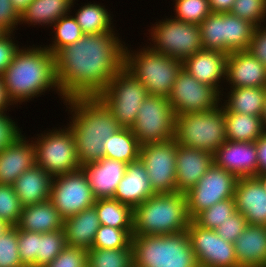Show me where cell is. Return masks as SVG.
I'll list each match as a JSON object with an SVG mask.
<instances>
[{
    "label": "cell",
    "instance_id": "1",
    "mask_svg": "<svg viewBox=\"0 0 266 267\" xmlns=\"http://www.w3.org/2000/svg\"><path fill=\"white\" fill-rule=\"evenodd\" d=\"M115 32L84 34L55 56V75L62 97H98L123 68L125 43Z\"/></svg>",
    "mask_w": 266,
    "mask_h": 267
},
{
    "label": "cell",
    "instance_id": "2",
    "mask_svg": "<svg viewBox=\"0 0 266 267\" xmlns=\"http://www.w3.org/2000/svg\"><path fill=\"white\" fill-rule=\"evenodd\" d=\"M8 100L14 105L31 100L50 89L60 93L55 75V56L46 47L20 48L2 74Z\"/></svg>",
    "mask_w": 266,
    "mask_h": 267
},
{
    "label": "cell",
    "instance_id": "3",
    "mask_svg": "<svg viewBox=\"0 0 266 267\" xmlns=\"http://www.w3.org/2000/svg\"><path fill=\"white\" fill-rule=\"evenodd\" d=\"M70 107L72 117L69 122L75 139L79 162L85 165L99 161L104 157L108 137L121 126L112 113L97 98H71L65 100Z\"/></svg>",
    "mask_w": 266,
    "mask_h": 267
},
{
    "label": "cell",
    "instance_id": "4",
    "mask_svg": "<svg viewBox=\"0 0 266 267\" xmlns=\"http://www.w3.org/2000/svg\"><path fill=\"white\" fill-rule=\"evenodd\" d=\"M190 221L184 193L155 194L133 209V235L175 234Z\"/></svg>",
    "mask_w": 266,
    "mask_h": 267
},
{
    "label": "cell",
    "instance_id": "5",
    "mask_svg": "<svg viewBox=\"0 0 266 267\" xmlns=\"http://www.w3.org/2000/svg\"><path fill=\"white\" fill-rule=\"evenodd\" d=\"M133 263L139 267H198L187 231L133 235Z\"/></svg>",
    "mask_w": 266,
    "mask_h": 267
},
{
    "label": "cell",
    "instance_id": "6",
    "mask_svg": "<svg viewBox=\"0 0 266 267\" xmlns=\"http://www.w3.org/2000/svg\"><path fill=\"white\" fill-rule=\"evenodd\" d=\"M131 52L125 46L123 67L140 80L149 95L168 98L183 67L182 61L160 54L149 47Z\"/></svg>",
    "mask_w": 266,
    "mask_h": 267
},
{
    "label": "cell",
    "instance_id": "7",
    "mask_svg": "<svg viewBox=\"0 0 266 267\" xmlns=\"http://www.w3.org/2000/svg\"><path fill=\"white\" fill-rule=\"evenodd\" d=\"M173 139L181 146L213 154L227 140L223 107L176 115Z\"/></svg>",
    "mask_w": 266,
    "mask_h": 267
},
{
    "label": "cell",
    "instance_id": "8",
    "mask_svg": "<svg viewBox=\"0 0 266 267\" xmlns=\"http://www.w3.org/2000/svg\"><path fill=\"white\" fill-rule=\"evenodd\" d=\"M35 165L52 177L81 169L75 139L68 125L35 137Z\"/></svg>",
    "mask_w": 266,
    "mask_h": 267
},
{
    "label": "cell",
    "instance_id": "9",
    "mask_svg": "<svg viewBox=\"0 0 266 267\" xmlns=\"http://www.w3.org/2000/svg\"><path fill=\"white\" fill-rule=\"evenodd\" d=\"M149 96L143 84L124 67L110 80L97 97L121 127L131 128L141 103Z\"/></svg>",
    "mask_w": 266,
    "mask_h": 267
},
{
    "label": "cell",
    "instance_id": "10",
    "mask_svg": "<svg viewBox=\"0 0 266 267\" xmlns=\"http://www.w3.org/2000/svg\"><path fill=\"white\" fill-rule=\"evenodd\" d=\"M151 27L153 44L148 46L151 50L169 57L184 61L199 50L203 49L200 26L185 23L174 18L156 22Z\"/></svg>",
    "mask_w": 266,
    "mask_h": 267
},
{
    "label": "cell",
    "instance_id": "11",
    "mask_svg": "<svg viewBox=\"0 0 266 267\" xmlns=\"http://www.w3.org/2000/svg\"><path fill=\"white\" fill-rule=\"evenodd\" d=\"M175 117L168 98L149 95L130 129L140 145L166 142L174 138Z\"/></svg>",
    "mask_w": 266,
    "mask_h": 267
},
{
    "label": "cell",
    "instance_id": "12",
    "mask_svg": "<svg viewBox=\"0 0 266 267\" xmlns=\"http://www.w3.org/2000/svg\"><path fill=\"white\" fill-rule=\"evenodd\" d=\"M176 151L177 142L173 138L140 146L139 159L155 194L176 192Z\"/></svg>",
    "mask_w": 266,
    "mask_h": 267
},
{
    "label": "cell",
    "instance_id": "13",
    "mask_svg": "<svg viewBox=\"0 0 266 267\" xmlns=\"http://www.w3.org/2000/svg\"><path fill=\"white\" fill-rule=\"evenodd\" d=\"M49 201L63 219L95 204L96 198L82 169L52 178Z\"/></svg>",
    "mask_w": 266,
    "mask_h": 267
},
{
    "label": "cell",
    "instance_id": "14",
    "mask_svg": "<svg viewBox=\"0 0 266 267\" xmlns=\"http://www.w3.org/2000/svg\"><path fill=\"white\" fill-rule=\"evenodd\" d=\"M237 180L230 172L212 164L198 183L185 193L189 218L192 220L219 201L234 198Z\"/></svg>",
    "mask_w": 266,
    "mask_h": 267
},
{
    "label": "cell",
    "instance_id": "15",
    "mask_svg": "<svg viewBox=\"0 0 266 267\" xmlns=\"http://www.w3.org/2000/svg\"><path fill=\"white\" fill-rule=\"evenodd\" d=\"M220 94L214 87L193 78L183 67L172 87L168 100L175 115L212 111L220 105Z\"/></svg>",
    "mask_w": 266,
    "mask_h": 267
},
{
    "label": "cell",
    "instance_id": "16",
    "mask_svg": "<svg viewBox=\"0 0 266 267\" xmlns=\"http://www.w3.org/2000/svg\"><path fill=\"white\" fill-rule=\"evenodd\" d=\"M187 233L198 267H239L234 244L216 230L201 228L191 220Z\"/></svg>",
    "mask_w": 266,
    "mask_h": 267
},
{
    "label": "cell",
    "instance_id": "17",
    "mask_svg": "<svg viewBox=\"0 0 266 267\" xmlns=\"http://www.w3.org/2000/svg\"><path fill=\"white\" fill-rule=\"evenodd\" d=\"M213 164L233 174L237 179L258 175V155L255 141L226 140L214 153Z\"/></svg>",
    "mask_w": 266,
    "mask_h": 267
},
{
    "label": "cell",
    "instance_id": "18",
    "mask_svg": "<svg viewBox=\"0 0 266 267\" xmlns=\"http://www.w3.org/2000/svg\"><path fill=\"white\" fill-rule=\"evenodd\" d=\"M213 164V154L177 144L176 192L186 193L193 188Z\"/></svg>",
    "mask_w": 266,
    "mask_h": 267
},
{
    "label": "cell",
    "instance_id": "19",
    "mask_svg": "<svg viewBox=\"0 0 266 267\" xmlns=\"http://www.w3.org/2000/svg\"><path fill=\"white\" fill-rule=\"evenodd\" d=\"M34 165L33 140H26L20 133L9 145L0 150V184L13 185L23 172Z\"/></svg>",
    "mask_w": 266,
    "mask_h": 267
},
{
    "label": "cell",
    "instance_id": "20",
    "mask_svg": "<svg viewBox=\"0 0 266 267\" xmlns=\"http://www.w3.org/2000/svg\"><path fill=\"white\" fill-rule=\"evenodd\" d=\"M225 80L232 89L266 87V67L247 50L233 51L227 57Z\"/></svg>",
    "mask_w": 266,
    "mask_h": 267
},
{
    "label": "cell",
    "instance_id": "21",
    "mask_svg": "<svg viewBox=\"0 0 266 267\" xmlns=\"http://www.w3.org/2000/svg\"><path fill=\"white\" fill-rule=\"evenodd\" d=\"M126 163L103 157L81 166L96 199L113 198L119 182L126 173Z\"/></svg>",
    "mask_w": 266,
    "mask_h": 267
},
{
    "label": "cell",
    "instance_id": "22",
    "mask_svg": "<svg viewBox=\"0 0 266 267\" xmlns=\"http://www.w3.org/2000/svg\"><path fill=\"white\" fill-rule=\"evenodd\" d=\"M234 199L247 224L266 226V192L257 177L239 178Z\"/></svg>",
    "mask_w": 266,
    "mask_h": 267
},
{
    "label": "cell",
    "instance_id": "23",
    "mask_svg": "<svg viewBox=\"0 0 266 267\" xmlns=\"http://www.w3.org/2000/svg\"><path fill=\"white\" fill-rule=\"evenodd\" d=\"M228 55L224 52L201 49L183 62V68L197 81L214 87L221 94V79L226 78Z\"/></svg>",
    "mask_w": 266,
    "mask_h": 267
},
{
    "label": "cell",
    "instance_id": "24",
    "mask_svg": "<svg viewBox=\"0 0 266 267\" xmlns=\"http://www.w3.org/2000/svg\"><path fill=\"white\" fill-rule=\"evenodd\" d=\"M152 195H155V193L150 186L147 170L143 163L140 159L129 163L113 199L134 209Z\"/></svg>",
    "mask_w": 266,
    "mask_h": 267
},
{
    "label": "cell",
    "instance_id": "25",
    "mask_svg": "<svg viewBox=\"0 0 266 267\" xmlns=\"http://www.w3.org/2000/svg\"><path fill=\"white\" fill-rule=\"evenodd\" d=\"M234 247L239 267H266V226L248 224Z\"/></svg>",
    "mask_w": 266,
    "mask_h": 267
},
{
    "label": "cell",
    "instance_id": "26",
    "mask_svg": "<svg viewBox=\"0 0 266 267\" xmlns=\"http://www.w3.org/2000/svg\"><path fill=\"white\" fill-rule=\"evenodd\" d=\"M52 178L50 174L37 165L23 172L13 184L22 206L49 200Z\"/></svg>",
    "mask_w": 266,
    "mask_h": 267
},
{
    "label": "cell",
    "instance_id": "27",
    "mask_svg": "<svg viewBox=\"0 0 266 267\" xmlns=\"http://www.w3.org/2000/svg\"><path fill=\"white\" fill-rule=\"evenodd\" d=\"M99 227L98 213L94 206L64 219L63 230L67 245L84 250L92 249Z\"/></svg>",
    "mask_w": 266,
    "mask_h": 267
},
{
    "label": "cell",
    "instance_id": "28",
    "mask_svg": "<svg viewBox=\"0 0 266 267\" xmlns=\"http://www.w3.org/2000/svg\"><path fill=\"white\" fill-rule=\"evenodd\" d=\"M64 219L49 201L24 206L18 223L19 230L45 233L63 229Z\"/></svg>",
    "mask_w": 266,
    "mask_h": 267
},
{
    "label": "cell",
    "instance_id": "29",
    "mask_svg": "<svg viewBox=\"0 0 266 267\" xmlns=\"http://www.w3.org/2000/svg\"><path fill=\"white\" fill-rule=\"evenodd\" d=\"M227 94L228 100L221 104L224 112L263 116L266 87H236Z\"/></svg>",
    "mask_w": 266,
    "mask_h": 267
},
{
    "label": "cell",
    "instance_id": "30",
    "mask_svg": "<svg viewBox=\"0 0 266 267\" xmlns=\"http://www.w3.org/2000/svg\"><path fill=\"white\" fill-rule=\"evenodd\" d=\"M75 0H33L21 14V24L52 26L62 16L70 14Z\"/></svg>",
    "mask_w": 266,
    "mask_h": 267
},
{
    "label": "cell",
    "instance_id": "31",
    "mask_svg": "<svg viewBox=\"0 0 266 267\" xmlns=\"http://www.w3.org/2000/svg\"><path fill=\"white\" fill-rule=\"evenodd\" d=\"M226 139L235 142H253L265 131L262 117L241 113L224 112Z\"/></svg>",
    "mask_w": 266,
    "mask_h": 267
},
{
    "label": "cell",
    "instance_id": "32",
    "mask_svg": "<svg viewBox=\"0 0 266 267\" xmlns=\"http://www.w3.org/2000/svg\"><path fill=\"white\" fill-rule=\"evenodd\" d=\"M255 27L230 12L224 13V53L247 50Z\"/></svg>",
    "mask_w": 266,
    "mask_h": 267
},
{
    "label": "cell",
    "instance_id": "33",
    "mask_svg": "<svg viewBox=\"0 0 266 267\" xmlns=\"http://www.w3.org/2000/svg\"><path fill=\"white\" fill-rule=\"evenodd\" d=\"M140 146L132 130L121 127L108 137L104 157L129 164L139 159Z\"/></svg>",
    "mask_w": 266,
    "mask_h": 267
},
{
    "label": "cell",
    "instance_id": "34",
    "mask_svg": "<svg viewBox=\"0 0 266 267\" xmlns=\"http://www.w3.org/2000/svg\"><path fill=\"white\" fill-rule=\"evenodd\" d=\"M100 225L114 228H133V209L113 198L96 199L93 205Z\"/></svg>",
    "mask_w": 266,
    "mask_h": 267
},
{
    "label": "cell",
    "instance_id": "35",
    "mask_svg": "<svg viewBox=\"0 0 266 267\" xmlns=\"http://www.w3.org/2000/svg\"><path fill=\"white\" fill-rule=\"evenodd\" d=\"M107 10L105 6L90 2L78 9L74 18L84 34L115 32L111 26L113 18Z\"/></svg>",
    "mask_w": 266,
    "mask_h": 267
},
{
    "label": "cell",
    "instance_id": "36",
    "mask_svg": "<svg viewBox=\"0 0 266 267\" xmlns=\"http://www.w3.org/2000/svg\"><path fill=\"white\" fill-rule=\"evenodd\" d=\"M132 264V248L87 250V267H130Z\"/></svg>",
    "mask_w": 266,
    "mask_h": 267
},
{
    "label": "cell",
    "instance_id": "37",
    "mask_svg": "<svg viewBox=\"0 0 266 267\" xmlns=\"http://www.w3.org/2000/svg\"><path fill=\"white\" fill-rule=\"evenodd\" d=\"M66 246V237L63 229L38 233L35 267H43L51 263Z\"/></svg>",
    "mask_w": 266,
    "mask_h": 267
},
{
    "label": "cell",
    "instance_id": "38",
    "mask_svg": "<svg viewBox=\"0 0 266 267\" xmlns=\"http://www.w3.org/2000/svg\"><path fill=\"white\" fill-rule=\"evenodd\" d=\"M52 29L54 30V36L52 45L45 46L53 55H55L63 47L74 44L80 38L83 37L84 33L81 30V27L76 22L74 15L69 14L62 16L57 20L53 25ZM51 45V46H50Z\"/></svg>",
    "mask_w": 266,
    "mask_h": 267
},
{
    "label": "cell",
    "instance_id": "39",
    "mask_svg": "<svg viewBox=\"0 0 266 267\" xmlns=\"http://www.w3.org/2000/svg\"><path fill=\"white\" fill-rule=\"evenodd\" d=\"M199 26L203 49L224 52V13L212 12Z\"/></svg>",
    "mask_w": 266,
    "mask_h": 267
},
{
    "label": "cell",
    "instance_id": "40",
    "mask_svg": "<svg viewBox=\"0 0 266 267\" xmlns=\"http://www.w3.org/2000/svg\"><path fill=\"white\" fill-rule=\"evenodd\" d=\"M236 212L234 198L224 199L198 213L192 221L204 229L215 230Z\"/></svg>",
    "mask_w": 266,
    "mask_h": 267
},
{
    "label": "cell",
    "instance_id": "41",
    "mask_svg": "<svg viewBox=\"0 0 266 267\" xmlns=\"http://www.w3.org/2000/svg\"><path fill=\"white\" fill-rule=\"evenodd\" d=\"M132 236L133 228H114L110 226L100 225L98 231L96 232L92 248H132Z\"/></svg>",
    "mask_w": 266,
    "mask_h": 267
},
{
    "label": "cell",
    "instance_id": "42",
    "mask_svg": "<svg viewBox=\"0 0 266 267\" xmlns=\"http://www.w3.org/2000/svg\"><path fill=\"white\" fill-rule=\"evenodd\" d=\"M175 17L178 21L199 25L212 13L209 0H175Z\"/></svg>",
    "mask_w": 266,
    "mask_h": 267
},
{
    "label": "cell",
    "instance_id": "43",
    "mask_svg": "<svg viewBox=\"0 0 266 267\" xmlns=\"http://www.w3.org/2000/svg\"><path fill=\"white\" fill-rule=\"evenodd\" d=\"M0 267H24L19 255L16 226H11L0 236Z\"/></svg>",
    "mask_w": 266,
    "mask_h": 267
},
{
    "label": "cell",
    "instance_id": "44",
    "mask_svg": "<svg viewBox=\"0 0 266 267\" xmlns=\"http://www.w3.org/2000/svg\"><path fill=\"white\" fill-rule=\"evenodd\" d=\"M22 208L13 185L0 184V219L15 226L19 221Z\"/></svg>",
    "mask_w": 266,
    "mask_h": 267
},
{
    "label": "cell",
    "instance_id": "45",
    "mask_svg": "<svg viewBox=\"0 0 266 267\" xmlns=\"http://www.w3.org/2000/svg\"><path fill=\"white\" fill-rule=\"evenodd\" d=\"M230 13L260 26L266 20V0H235Z\"/></svg>",
    "mask_w": 266,
    "mask_h": 267
},
{
    "label": "cell",
    "instance_id": "46",
    "mask_svg": "<svg viewBox=\"0 0 266 267\" xmlns=\"http://www.w3.org/2000/svg\"><path fill=\"white\" fill-rule=\"evenodd\" d=\"M38 233L18 229V249L24 267H35Z\"/></svg>",
    "mask_w": 266,
    "mask_h": 267
},
{
    "label": "cell",
    "instance_id": "47",
    "mask_svg": "<svg viewBox=\"0 0 266 267\" xmlns=\"http://www.w3.org/2000/svg\"><path fill=\"white\" fill-rule=\"evenodd\" d=\"M43 267H87V250L67 245L51 263Z\"/></svg>",
    "mask_w": 266,
    "mask_h": 267
},
{
    "label": "cell",
    "instance_id": "48",
    "mask_svg": "<svg viewBox=\"0 0 266 267\" xmlns=\"http://www.w3.org/2000/svg\"><path fill=\"white\" fill-rule=\"evenodd\" d=\"M247 225V220L244 215L236 211L228 218V220L220 224L215 230L225 241L234 244L235 240L245 230Z\"/></svg>",
    "mask_w": 266,
    "mask_h": 267
},
{
    "label": "cell",
    "instance_id": "49",
    "mask_svg": "<svg viewBox=\"0 0 266 267\" xmlns=\"http://www.w3.org/2000/svg\"><path fill=\"white\" fill-rule=\"evenodd\" d=\"M21 15L11 0H0V29L5 33H13L16 25H20Z\"/></svg>",
    "mask_w": 266,
    "mask_h": 267
},
{
    "label": "cell",
    "instance_id": "50",
    "mask_svg": "<svg viewBox=\"0 0 266 267\" xmlns=\"http://www.w3.org/2000/svg\"><path fill=\"white\" fill-rule=\"evenodd\" d=\"M12 35L14 36L13 33H4L0 36V76L11 64L16 52L20 49Z\"/></svg>",
    "mask_w": 266,
    "mask_h": 267
},
{
    "label": "cell",
    "instance_id": "51",
    "mask_svg": "<svg viewBox=\"0 0 266 267\" xmlns=\"http://www.w3.org/2000/svg\"><path fill=\"white\" fill-rule=\"evenodd\" d=\"M247 51L266 67V25L255 27Z\"/></svg>",
    "mask_w": 266,
    "mask_h": 267
},
{
    "label": "cell",
    "instance_id": "52",
    "mask_svg": "<svg viewBox=\"0 0 266 267\" xmlns=\"http://www.w3.org/2000/svg\"><path fill=\"white\" fill-rule=\"evenodd\" d=\"M6 114H0V150L9 145L22 131Z\"/></svg>",
    "mask_w": 266,
    "mask_h": 267
},
{
    "label": "cell",
    "instance_id": "53",
    "mask_svg": "<svg viewBox=\"0 0 266 267\" xmlns=\"http://www.w3.org/2000/svg\"><path fill=\"white\" fill-rule=\"evenodd\" d=\"M258 155V174L266 171V133L255 141Z\"/></svg>",
    "mask_w": 266,
    "mask_h": 267
},
{
    "label": "cell",
    "instance_id": "54",
    "mask_svg": "<svg viewBox=\"0 0 266 267\" xmlns=\"http://www.w3.org/2000/svg\"><path fill=\"white\" fill-rule=\"evenodd\" d=\"M235 0H209L212 12L227 13L230 12Z\"/></svg>",
    "mask_w": 266,
    "mask_h": 267
},
{
    "label": "cell",
    "instance_id": "55",
    "mask_svg": "<svg viewBox=\"0 0 266 267\" xmlns=\"http://www.w3.org/2000/svg\"><path fill=\"white\" fill-rule=\"evenodd\" d=\"M13 105L6 95L5 87L3 85L2 76H0V114H6L5 110L7 111L8 106Z\"/></svg>",
    "mask_w": 266,
    "mask_h": 267
},
{
    "label": "cell",
    "instance_id": "56",
    "mask_svg": "<svg viewBox=\"0 0 266 267\" xmlns=\"http://www.w3.org/2000/svg\"><path fill=\"white\" fill-rule=\"evenodd\" d=\"M32 1L33 0H11L13 6L16 8L20 15L27 9L28 5Z\"/></svg>",
    "mask_w": 266,
    "mask_h": 267
},
{
    "label": "cell",
    "instance_id": "57",
    "mask_svg": "<svg viewBox=\"0 0 266 267\" xmlns=\"http://www.w3.org/2000/svg\"><path fill=\"white\" fill-rule=\"evenodd\" d=\"M10 227L11 225L8 222L0 219V236H2Z\"/></svg>",
    "mask_w": 266,
    "mask_h": 267
},
{
    "label": "cell",
    "instance_id": "58",
    "mask_svg": "<svg viewBox=\"0 0 266 267\" xmlns=\"http://www.w3.org/2000/svg\"><path fill=\"white\" fill-rule=\"evenodd\" d=\"M256 177L258 178L266 192V171L259 173Z\"/></svg>",
    "mask_w": 266,
    "mask_h": 267
},
{
    "label": "cell",
    "instance_id": "59",
    "mask_svg": "<svg viewBox=\"0 0 266 267\" xmlns=\"http://www.w3.org/2000/svg\"><path fill=\"white\" fill-rule=\"evenodd\" d=\"M262 121H263L264 131L266 133V99H265V108H264V114L262 116Z\"/></svg>",
    "mask_w": 266,
    "mask_h": 267
},
{
    "label": "cell",
    "instance_id": "60",
    "mask_svg": "<svg viewBox=\"0 0 266 267\" xmlns=\"http://www.w3.org/2000/svg\"><path fill=\"white\" fill-rule=\"evenodd\" d=\"M4 33L5 32L2 29H0V36L3 35Z\"/></svg>",
    "mask_w": 266,
    "mask_h": 267
},
{
    "label": "cell",
    "instance_id": "61",
    "mask_svg": "<svg viewBox=\"0 0 266 267\" xmlns=\"http://www.w3.org/2000/svg\"><path fill=\"white\" fill-rule=\"evenodd\" d=\"M130 267H139L135 263H133Z\"/></svg>",
    "mask_w": 266,
    "mask_h": 267
}]
</instances>
